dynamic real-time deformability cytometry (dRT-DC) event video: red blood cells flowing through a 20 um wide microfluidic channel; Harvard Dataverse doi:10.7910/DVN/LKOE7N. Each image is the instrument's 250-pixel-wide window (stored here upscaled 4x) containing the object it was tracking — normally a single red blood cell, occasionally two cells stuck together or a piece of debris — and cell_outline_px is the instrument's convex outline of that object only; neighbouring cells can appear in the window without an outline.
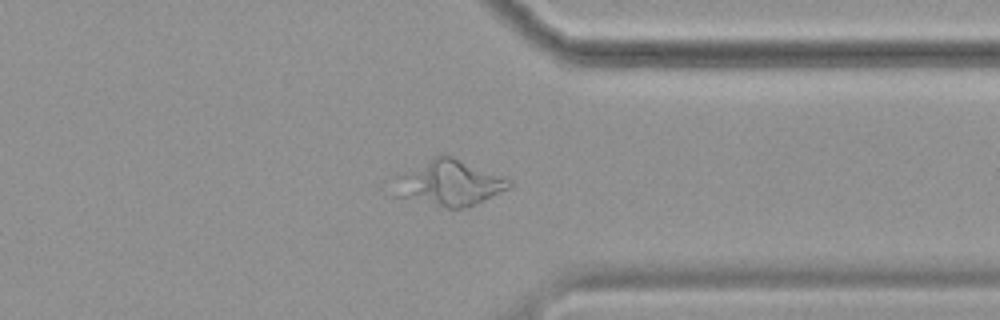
{"species": "common noctule bat (a hibernating species)", "species_latin": "Nyctalus noctula", "temperature_condition": "cold", "stored_images_in_passage": 56, "camera_frame_rate_fps": 3000, "um_per_image_px": 0.085, "animal": {"sex": "female", "body_mass_g": 19.9}, "frame": {"image": 1, "passage_image": 44, "time_ms": 14.333, "image_size_px": [1000, 320], "cell_outline_px": [[512, 184], [508, 188], [468, 208], [448, 208], [392, 196], [392, 176], [436, 156], [452, 156], [512, 180]], "centroid_in_image_um": [38.08, 15.57], "position_along_channel_um": 373.3, "area_um2": 30.75}}
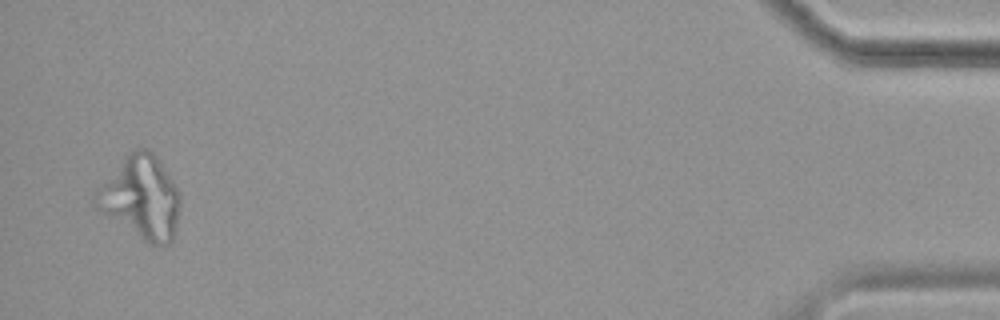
{"frame": {"image": 2, "passage_image": 55, "time_ms": 18.0, "image_size_px": [1000, 320], "cell_outline_px": [[180, 204], [176, 232], [172, 240], [168, 244], [160, 248], [144, 240], [100, 212], [96, 208], [96, 188], [136, 148], [148, 148], [156, 156], [168, 172], [180, 192]], "centroid_in_image_um": [12.04, 16.83], "position_along_channel_um": 423.2, "area_um2": 40.29}}